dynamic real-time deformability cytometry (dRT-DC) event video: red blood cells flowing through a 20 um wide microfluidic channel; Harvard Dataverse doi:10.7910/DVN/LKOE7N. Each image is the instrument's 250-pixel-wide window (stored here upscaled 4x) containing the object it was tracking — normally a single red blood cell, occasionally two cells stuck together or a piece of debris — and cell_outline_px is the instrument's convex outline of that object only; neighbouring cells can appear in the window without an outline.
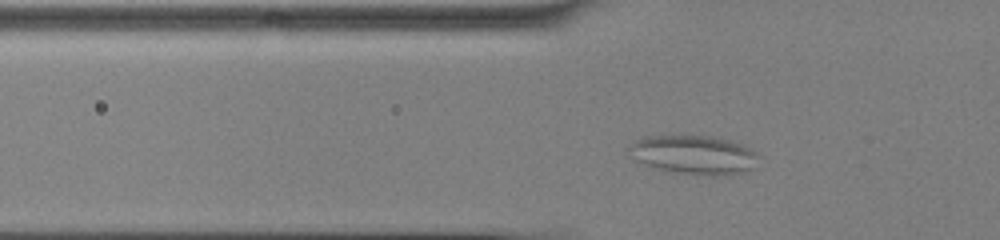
{"species": "common noctule bat (a hibernating species)", "species_latin": "Nyctalus noctula", "temperature_condition": "cold", "stored_images_in_passage": 45, "camera_frame_rate_fps": 3000, "um_per_image_px": 0.085, "animal": {"sex": "male", "body_mass_g": 13.0, "forearm_length_mm": 53.1}, "frame": {"image": 1, "passage_image": 10, "time_ms": 3.0, "image_size_px": [1000, 240], "cell_outline_px": [[760, 156], [756, 168], [748, 172], [732, 176], [692, 176], [664, 172], [652, 168], [628, 156], [628, 148], [640, 136], [712, 136], [732, 140], [756, 152]], "centroid_in_image_um": [59.0, 13.21], "position_along_channel_um": 66.8, "area_um2": 30.75}}
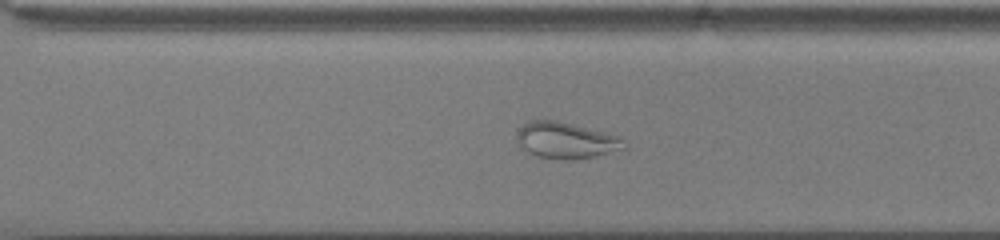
{"frame": {"image": 2, "passage_image": 30, "time_ms": 9.667, "image_size_px": [1000, 240], "cell_outline_px": [[628, 148], [592, 156], [564, 160], [536, 156], [528, 152], [516, 140], [516, 132], [528, 120], [556, 120], [624, 136], [628, 144]], "centroid_in_image_um": [48.16, 11.91], "position_along_channel_um": 322.4, "area_um2": 22.89}}
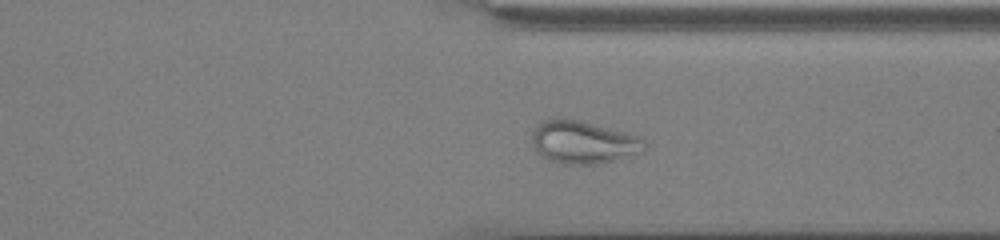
{"frame": {"image": 3, "passage_image": 33, "time_ms": 10.667, "image_size_px": [1000, 240], "cell_outline_px": [[648, 144], [644, 152], [596, 164], [564, 164], [548, 160], [536, 152], [532, 144], [532, 132], [536, 124], [540, 120], [552, 116], [560, 116], [584, 120], [640, 136]], "centroid_in_image_um": [49.54, 12.03], "position_along_channel_um": 361.9, "area_um2": 29.02}, "authors_computed_cell_mechanics": {"area_um2": 28.2642, "velocity_mm_per_s": 3.8945, "shape_relaxation_time_tau1_ms": null, "shape_relaxation_time_tau2_ms": 1.4303, "deformation_change_tau1": null, "deformation_change_tau2": 0.0785}}